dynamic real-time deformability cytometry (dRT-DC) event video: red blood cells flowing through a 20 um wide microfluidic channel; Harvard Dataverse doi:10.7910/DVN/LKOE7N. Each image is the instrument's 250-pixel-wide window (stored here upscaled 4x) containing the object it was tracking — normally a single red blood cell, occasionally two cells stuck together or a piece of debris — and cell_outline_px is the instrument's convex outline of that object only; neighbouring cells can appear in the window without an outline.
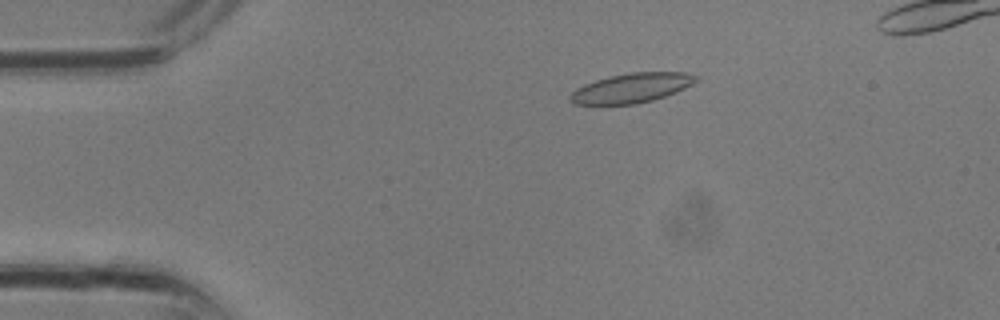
{"species": "common noctule bat (a hibernating species)", "species_latin": "Nyctalus noctula", "temperature_condition": "room temperature", "stored_images_in_passage": 10, "camera_frame_rate_fps": 3000, "um_per_image_px": 0.085, "animal": {"sex": "male", "body_mass_g": 13.3}, "frame": {"image": 1, "passage_image": 1, "time_ms": 0.0, "image_size_px": [1000, 320], "cell_outline_px": [[700, 80], [676, 92], [652, 100], [636, 104], [576, 104], [568, 96], [576, 88], [584, 84], [608, 76], [628, 72], [684, 72], [700, 76]], "centroid_in_image_um": [53.72, 7.46], "position_along_channel_um": 31.3, "area_um2": 21.68}}
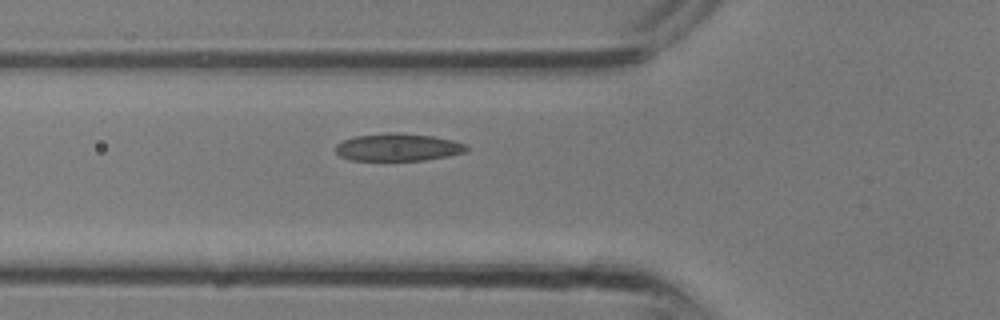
{"frame": {"image": 2, "passage_image": 6, "time_ms": 1.667, "image_size_px": [1000, 320], "cell_outline_px": [[468, 152], [448, 156], [424, 160], [348, 160], [340, 156], [336, 152], [336, 144], [344, 140], [356, 136], [388, 132], [392, 132], [432, 136], [452, 140], [468, 144]], "centroid_in_image_um": [33.86, 12.52], "position_along_channel_um": 91.9, "area_um2": 21.04}}
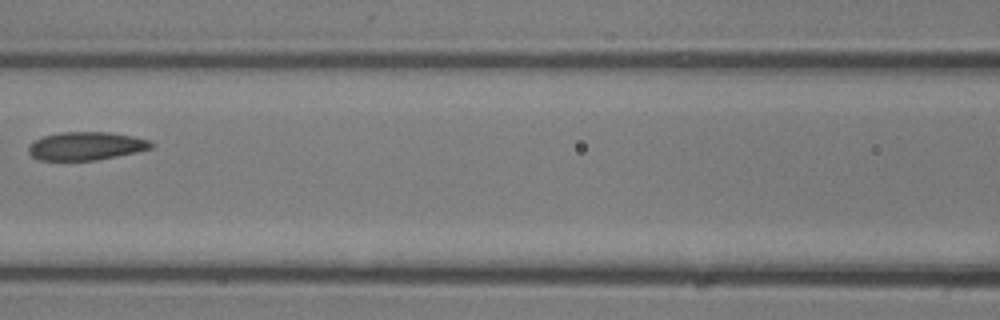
{"frame": {"image": 3, "passage_image": 9, "time_ms": 2.667, "image_size_px": [1000, 320], "cell_outline_px": [[156, 144], [152, 148], [136, 152], [96, 160], [40, 160], [32, 156], [28, 152], [28, 148], [36, 140], [44, 136], [60, 132], [112, 132], [132, 136], [148, 140]], "centroid_in_image_um": [7.34, 12.41], "position_along_channel_um": 159.3, "area_um2": 20.06}}